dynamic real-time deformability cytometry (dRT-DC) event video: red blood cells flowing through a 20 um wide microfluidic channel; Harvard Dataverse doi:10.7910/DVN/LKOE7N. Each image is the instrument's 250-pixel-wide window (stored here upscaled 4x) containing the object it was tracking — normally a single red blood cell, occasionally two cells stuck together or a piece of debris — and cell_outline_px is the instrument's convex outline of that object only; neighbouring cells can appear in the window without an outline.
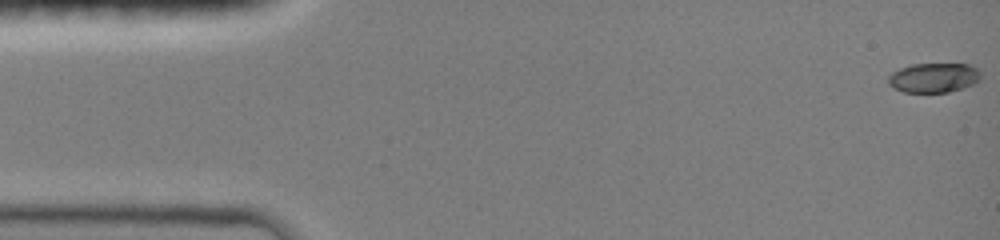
{"species": "common noctule bat (a hibernating species)", "species_latin": "Nyctalus noctula", "temperature_condition": "room temperature", "stored_images_in_passage": 39, "camera_frame_rate_fps": 3000, "um_per_image_px": 0.085, "animal": {"sex": "female", "body_mass_g": 19.0, "forearm_length_mm": 51.5}, "frame": {"image": 1, "passage_image": 1, "time_ms": 0.0, "image_size_px": [1000, 240], "cell_outline_px": [[980, 80], [972, 84], [948, 92], [904, 92], [892, 88], [888, 84], [888, 76], [892, 72], [900, 68], [912, 64], [968, 64], [976, 68], [980, 72]], "centroid_in_image_um": [79.33, 6.6], "position_along_channel_um": 5.7, "area_um2": 15.9}}
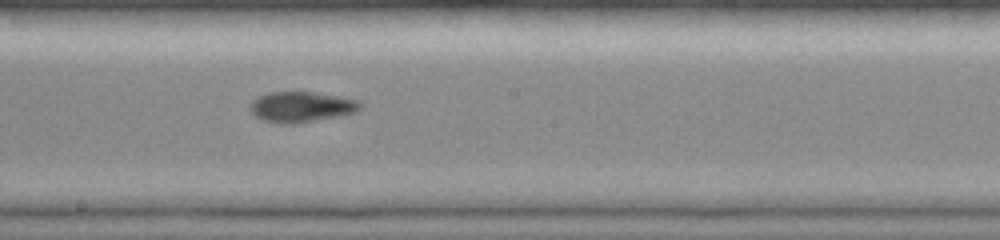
{"frame": {"image": 2, "passage_image": 17, "time_ms": 5.333, "image_size_px": [1000, 240], "cell_outline_px": [[364, 104], [356, 112], [336, 116], [292, 124], [284, 124], [264, 120], [256, 116], [248, 108], [252, 100], [268, 92], [312, 92], [340, 96], [356, 100]], "centroid_in_image_um": [25.6, 9.07], "position_along_channel_um": 222.6, "area_um2": 19.36}}
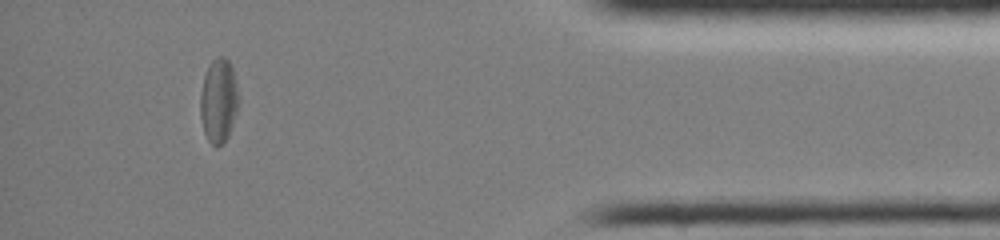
{"frame": {"image": 3, "passage_image": 34, "time_ms": 11.0, "image_size_px": [1000, 240], "cell_outline_px": [[240, 104], [228, 136], [216, 148], [208, 140], [204, 132], [200, 116], [200, 92], [204, 76], [208, 64], [216, 56], [224, 56], [228, 60], [232, 68], [236, 80], [240, 100]], "centroid_in_image_um": [18.59, 8.53], "position_along_channel_um": 416.6, "area_um2": 19.13}, "authors_computed_cell_mechanics": {"area_um2": 19.1318, "velocity_mm_per_s": 4.0218, "shape_relaxation_time_tau1_ms": null, "shape_relaxation_time_tau2_ms": 2.48, "deformation_change_tau1": null, "deformation_change_tau2": 0.0803}}